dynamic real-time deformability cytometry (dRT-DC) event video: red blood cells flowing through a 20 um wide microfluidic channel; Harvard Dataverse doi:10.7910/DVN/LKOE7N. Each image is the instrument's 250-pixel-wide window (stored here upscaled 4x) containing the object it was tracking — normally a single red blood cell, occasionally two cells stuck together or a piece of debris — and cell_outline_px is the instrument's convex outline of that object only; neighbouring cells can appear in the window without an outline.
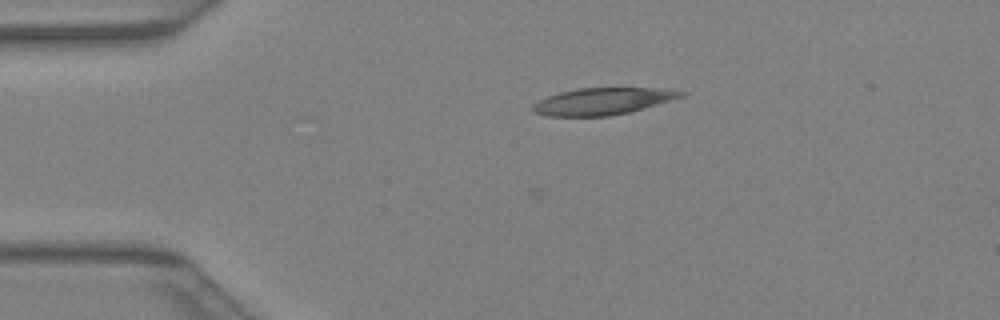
{"species": "Egyptian fruit bat (a non-hibernating species)", "species_latin": "Rousettus aegyptiacus", "temperature_condition": "warm", "stored_images_in_passage": 33, "camera_frame_rate_fps": 3000, "um_per_image_px": 0.085, "animal": {"sex": "female"}, "frame": {"image": 1, "passage_image": 1, "time_ms": 0.0, "image_size_px": [1000, 320], "cell_outline_px": [[688, 92], [684, 96], [628, 112], [608, 116], [548, 116], [532, 112], [532, 104], [548, 96], [560, 92], [580, 88], [652, 88]], "centroid_in_image_um": [51.17, 8.61], "position_along_channel_um": 33.8, "area_um2": 22.83}}
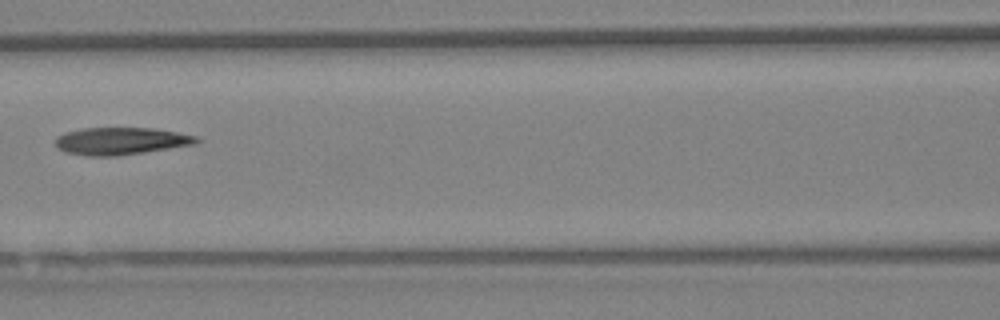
{"frame": {"image": 2, "passage_image": 11, "time_ms": 3.333, "image_size_px": [1000, 320], "cell_outline_px": [[200, 140], [196, 144], [144, 152], [116, 156], [84, 156], [64, 152], [56, 148], [56, 136], [64, 132], [84, 128], [152, 128], [176, 132], [196, 136]], "centroid_in_image_um": [10.22, 11.99], "position_along_channel_um": 156.4, "area_um2": 22.54}}
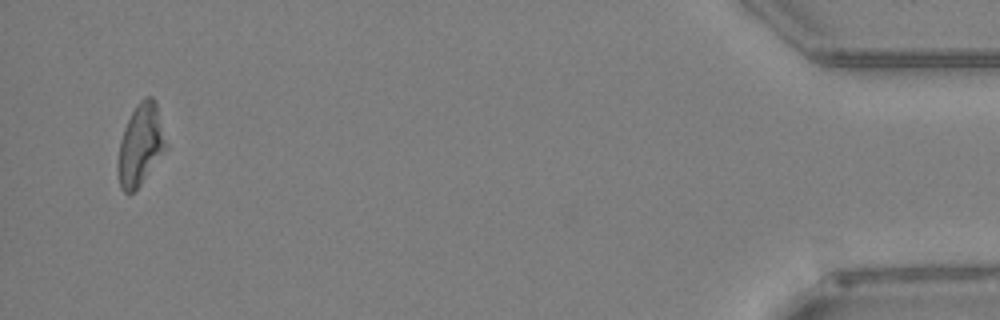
{"frame": {"image": 3, "passage_image": 32, "time_ms": 10.333, "image_size_px": [1000, 320], "cell_outline_px": [[168, 148], [140, 184], [128, 196], [120, 188], [116, 168], [116, 164], [120, 140], [124, 128], [136, 104], [140, 100], [148, 96], [152, 96], [156, 100], [168, 144]], "centroid_in_image_um": [11.94, 12.31], "position_along_channel_um": 423.3, "area_um2": 23.18}}